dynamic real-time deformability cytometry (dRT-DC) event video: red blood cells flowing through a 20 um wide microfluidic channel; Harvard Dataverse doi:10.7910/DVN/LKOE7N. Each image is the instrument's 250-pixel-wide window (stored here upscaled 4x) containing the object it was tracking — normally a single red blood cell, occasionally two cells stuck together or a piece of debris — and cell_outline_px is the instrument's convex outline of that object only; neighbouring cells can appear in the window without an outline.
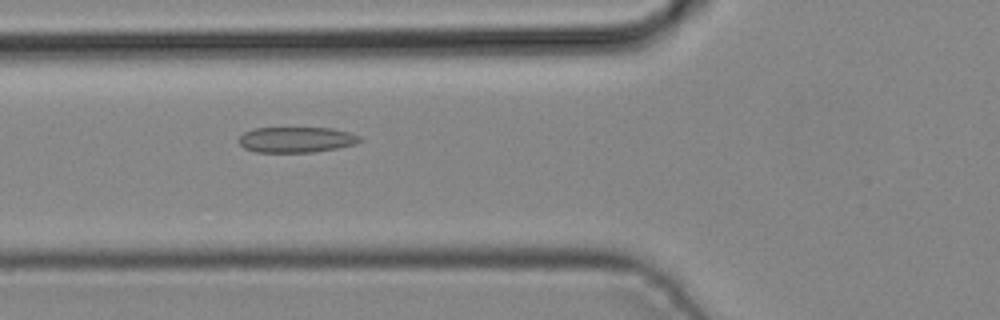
{"species": "common noctule bat (a hibernating species)", "species_latin": "Nyctalus noctula", "temperature_condition": "cold", "stored_images_in_passage": 6, "camera_frame_rate_fps": 3000, "um_per_image_px": 0.085, "animal": {"sex": "male", "body_mass_g": 19.2, "forearm_length_mm": 51.8}, "frame": {"image": 1, "passage_image": 5, "time_ms": 1.333, "image_size_px": [1000, 320], "cell_outline_px": [[364, 140], [356, 144], [316, 152], [256, 152], [244, 148], [236, 140], [244, 132], [256, 128], [332, 128], [348, 132], [360, 136]], "centroid_in_image_um": [25.19, 11.87], "position_along_channel_um": 100.6, "area_um2": 18.15}}
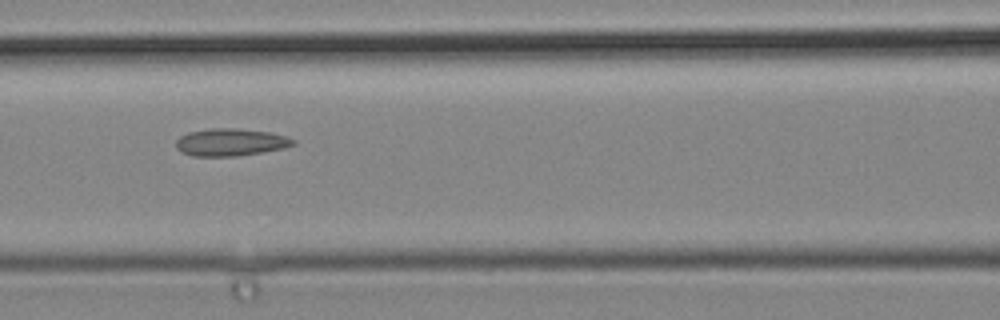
{"frame": {"image": 2, "passage_image": 6, "time_ms": 1.667, "image_size_px": [1000, 320], "cell_outline_px": [[296, 144], [284, 148], [236, 156], [192, 156], [180, 152], [176, 148], [176, 140], [180, 136], [188, 132], [212, 128], [236, 128], [272, 132], [288, 136], [296, 140]], "centroid_in_image_um": [19.61, 12.08], "position_along_channel_um": 147.0, "area_um2": 18.9}}